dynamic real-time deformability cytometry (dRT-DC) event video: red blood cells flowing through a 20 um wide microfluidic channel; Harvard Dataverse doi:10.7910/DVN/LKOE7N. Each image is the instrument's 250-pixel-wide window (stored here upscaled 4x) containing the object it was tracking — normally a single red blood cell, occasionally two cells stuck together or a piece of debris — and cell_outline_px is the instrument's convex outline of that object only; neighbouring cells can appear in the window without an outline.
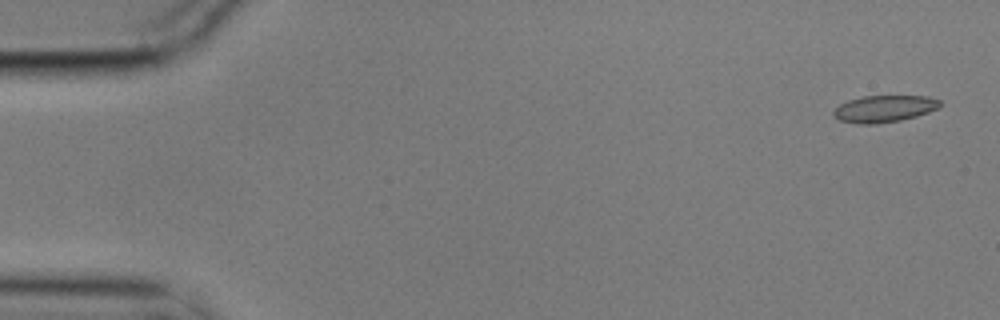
{"species": "common noctule bat (a hibernating species)", "species_latin": "Nyctalus noctula", "temperature_condition": "cold", "stored_images_in_passage": 5, "camera_frame_rate_fps": 3000, "um_per_image_px": 0.085, "animal": {"sex": "male", "body_mass_g": 17.9}, "frame": {"image": 1, "passage_image": 1, "time_ms": 0.0, "image_size_px": [1000, 320], "cell_outline_px": [[940, 108], [916, 116], [900, 120], [876, 124], [860, 124], [840, 120], [832, 112], [840, 104], [848, 100], [860, 96], [928, 96], [940, 100]], "centroid_in_image_um": [75.17, 9.23], "position_along_channel_um": 9.8, "area_um2": 16.59}}
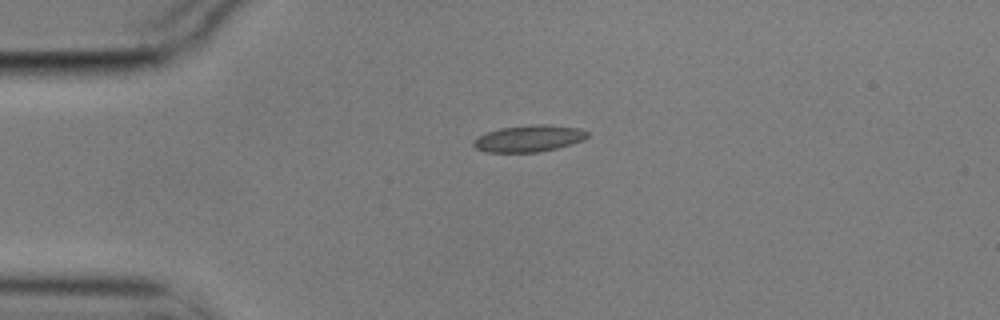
{"frame": {"image": 2, "passage_image": 4, "time_ms": 1.0, "image_size_px": [1000, 320], "cell_outline_px": [[588, 136], [584, 140], [572, 144], [540, 152], [484, 152], [476, 148], [472, 144], [472, 140], [488, 132], [500, 128], [532, 124], [548, 124], [580, 128], [588, 132]], "centroid_in_image_um": [44.97, 11.77], "position_along_channel_um": 40.0, "area_um2": 17.8}}